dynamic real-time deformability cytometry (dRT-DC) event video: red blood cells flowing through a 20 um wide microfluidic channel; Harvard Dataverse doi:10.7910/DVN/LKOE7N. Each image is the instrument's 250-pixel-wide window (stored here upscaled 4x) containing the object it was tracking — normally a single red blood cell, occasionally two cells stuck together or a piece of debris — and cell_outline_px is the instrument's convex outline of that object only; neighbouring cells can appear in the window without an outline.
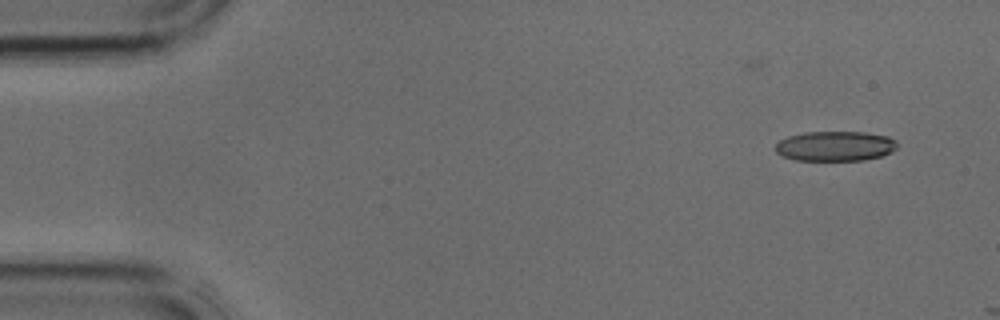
{"species": "common noctule bat (a hibernating species)", "species_latin": "Nyctalus noctula", "temperature_condition": "cold", "stored_images_in_passage": 3, "camera_frame_rate_fps": 3000, "um_per_image_px": 0.085, "animal": {"sex": "male", "body_mass_g": 17.9, "forearm_length_mm": 54.2}, "frame": {"image": 1, "passage_image": 2, "time_ms": 0.333, "image_size_px": [1000, 320], "cell_outline_px": [[896, 148], [880, 156], [864, 160], [796, 160], [784, 156], [776, 152], [776, 144], [780, 140], [788, 136], [804, 132], [864, 132], [888, 136], [896, 140]], "centroid_in_image_um": [70.98, 12.41], "position_along_channel_um": 14.0, "area_um2": 21.04}}